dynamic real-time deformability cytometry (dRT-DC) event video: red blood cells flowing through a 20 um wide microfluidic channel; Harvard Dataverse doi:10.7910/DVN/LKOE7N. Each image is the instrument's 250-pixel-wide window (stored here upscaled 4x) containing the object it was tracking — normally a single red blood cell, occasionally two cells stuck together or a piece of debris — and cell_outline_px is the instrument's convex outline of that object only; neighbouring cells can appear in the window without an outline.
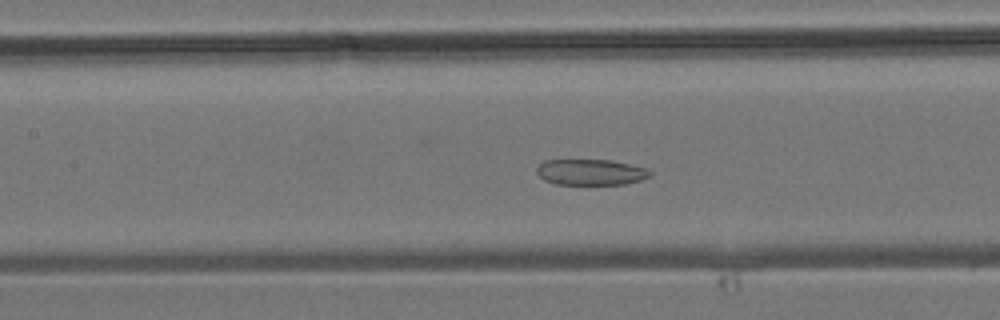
{"species": "common noctule bat (a hibernating species)", "species_latin": "Nyctalus noctula", "temperature_condition": "room temperature", "stored_images_in_passage": 43, "camera_frame_rate_fps": 3000, "um_per_image_px": 0.085, "animal": {"sex": "male", "body_mass_g": 19.2, "forearm_length_mm": 51.8}, "frame": {"image": 1, "passage_image": 19, "time_ms": 6.0, "image_size_px": [1000, 320], "cell_outline_px": [[652, 176], [640, 180], [624, 184], [556, 184], [544, 180], [536, 172], [536, 168], [544, 160], [612, 160], [644, 168], [652, 172]], "centroid_in_image_um": [50.2, 14.63], "position_along_channel_um": 157.2, "area_um2": 16.99}}
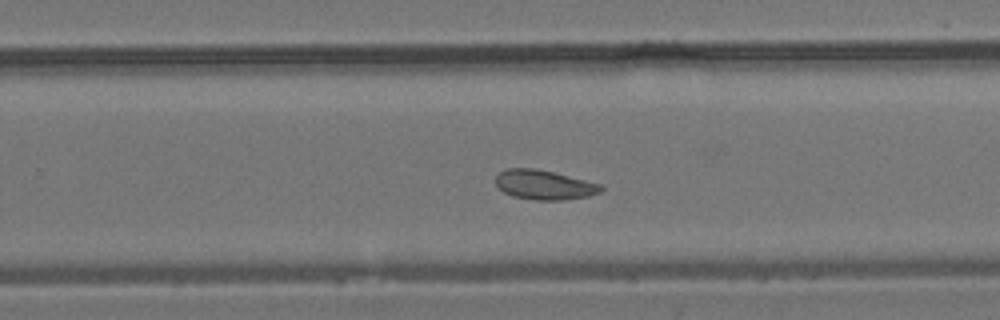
{"frame": {"image": 2, "passage_image": 27, "time_ms": 8.667, "image_size_px": [1000, 320], "cell_outline_px": [[604, 188], [600, 192], [588, 196], [564, 200], [532, 200], [512, 196], [504, 192], [496, 184], [496, 176], [500, 172], [508, 168], [536, 168], [600, 184]], "centroid_in_image_um": [46.24, 15.72], "position_along_channel_um": 283.6, "area_um2": 17.98}}
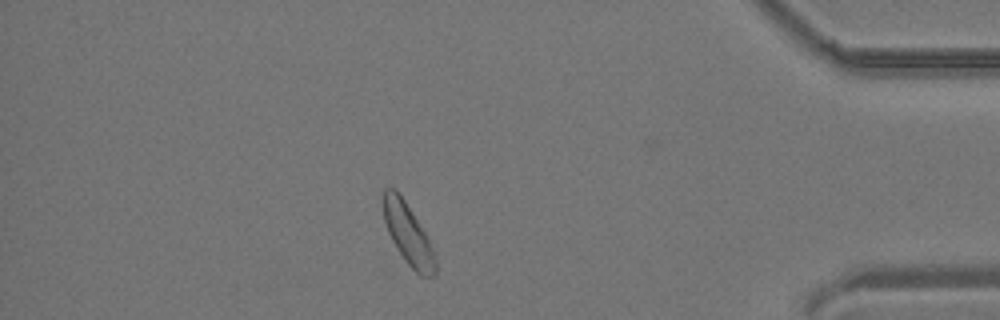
{"frame": {"image": 3, "passage_image": 37, "time_ms": 12.0, "image_size_px": [1000, 320], "cell_outline_px": [[436, 276], [420, 276], [408, 264], [396, 248], [388, 232], [384, 220], [380, 200], [384, 188], [392, 188], [404, 200], [424, 232], [428, 240], [436, 260]], "centroid_in_image_um": [34.63, 19.89], "position_along_channel_um": 400.6, "area_um2": 18.21}}